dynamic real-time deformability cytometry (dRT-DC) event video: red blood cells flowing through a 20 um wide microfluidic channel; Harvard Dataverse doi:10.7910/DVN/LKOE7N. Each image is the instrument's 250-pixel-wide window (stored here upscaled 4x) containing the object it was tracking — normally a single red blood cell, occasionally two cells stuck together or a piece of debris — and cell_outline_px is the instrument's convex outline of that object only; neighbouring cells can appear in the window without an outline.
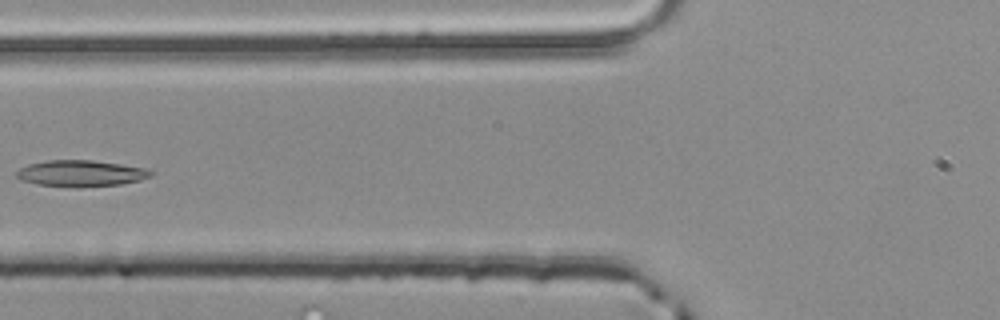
{"species": "common noctule bat (a hibernating species)", "species_latin": "Nyctalus noctula", "temperature_condition": "room temperature", "stored_images_in_passage": 6, "camera_frame_rate_fps": 3000, "um_per_image_px": 0.085, "animal": {"sex": "male", "body_mass_g": 20.4}, "frame": {"image": 1, "passage_image": 6, "time_ms": 1.667, "image_size_px": [1000, 320], "cell_outline_px": [[152, 176], [140, 180], [120, 184], [36, 184], [20, 180], [16, 176], [16, 172], [20, 168], [28, 164], [48, 160], [92, 160], [148, 168], [152, 172]], "centroid_in_image_um": [6.88, 14.68], "position_along_channel_um": 118.9, "area_um2": 19.54}}